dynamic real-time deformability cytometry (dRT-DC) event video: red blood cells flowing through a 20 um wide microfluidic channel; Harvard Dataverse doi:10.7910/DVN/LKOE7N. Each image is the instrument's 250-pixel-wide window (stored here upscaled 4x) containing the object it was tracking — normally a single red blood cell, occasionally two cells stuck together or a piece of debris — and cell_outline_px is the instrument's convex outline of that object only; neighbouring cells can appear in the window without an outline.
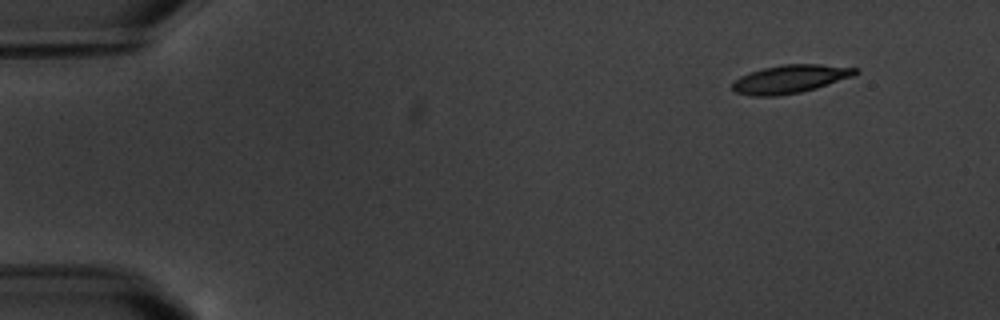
{"species": "common noctule bat (a hibernating species)", "species_latin": "Nyctalus noctula", "temperature_condition": "warm", "stored_images_in_passage": 5, "camera_frame_rate_fps": 3000, "um_per_image_px": 0.085, "animal": {"sex": "male", "body_mass_g": 20.1, "forearm_length_mm": 53.5}, "frame": {"image": 1, "passage_image": 1, "time_ms": 0.0, "image_size_px": [1000, 320], "cell_outline_px": [[860, 72], [852, 76], [816, 88], [800, 92], [776, 96], [752, 96], [736, 92], [732, 88], [732, 84], [740, 76], [764, 68], [784, 64], [820, 64], [860, 68]], "centroid_in_image_um": [67.19, 6.71], "position_along_channel_um": 17.8, "area_um2": 20.06}}
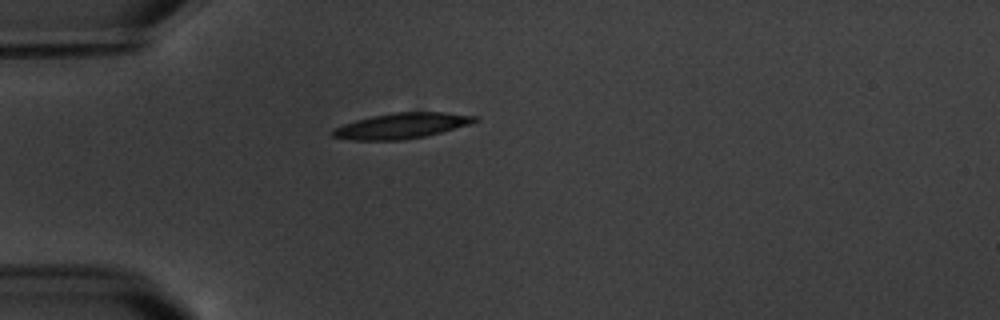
{"frame": {"image": 2, "passage_image": 4, "time_ms": 3.667, "image_size_px": [1000, 320], "cell_outline_px": [[480, 120], [468, 124], [440, 132], [424, 136], [400, 140], [352, 140], [332, 136], [328, 132], [332, 128], [356, 120], [372, 116], [392, 112], [444, 112], [480, 116]], "centroid_in_image_um": [34.1, 10.68], "position_along_channel_um": 50.9, "area_um2": 21.15}}